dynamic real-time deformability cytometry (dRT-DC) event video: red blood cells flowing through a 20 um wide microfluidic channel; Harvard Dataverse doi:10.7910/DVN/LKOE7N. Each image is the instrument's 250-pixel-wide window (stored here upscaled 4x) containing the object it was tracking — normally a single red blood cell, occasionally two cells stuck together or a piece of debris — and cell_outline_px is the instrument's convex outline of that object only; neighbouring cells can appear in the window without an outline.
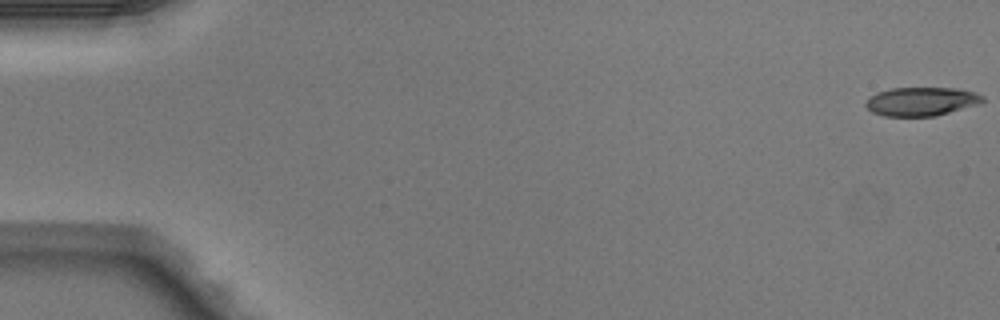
{"species": "Egyptian fruit bat (a non-hibernating species)", "species_latin": "Rousettus aegyptiacus", "temperature_condition": "warm", "stored_images_in_passage": 50, "camera_frame_rate_fps": 3000, "um_per_image_px": 0.085, "animal": {"sex": "male"}, "frame": {"image": 1, "passage_image": 1, "time_ms": 0.0, "image_size_px": [1000, 320], "cell_outline_px": [[984, 100], [976, 104], [936, 116], [884, 116], [872, 112], [864, 104], [868, 96], [876, 92], [892, 88], [956, 88], [976, 92], [984, 96]], "centroid_in_image_um": [78.27, 8.61], "position_along_channel_um": 6.7, "area_um2": 19.54}}
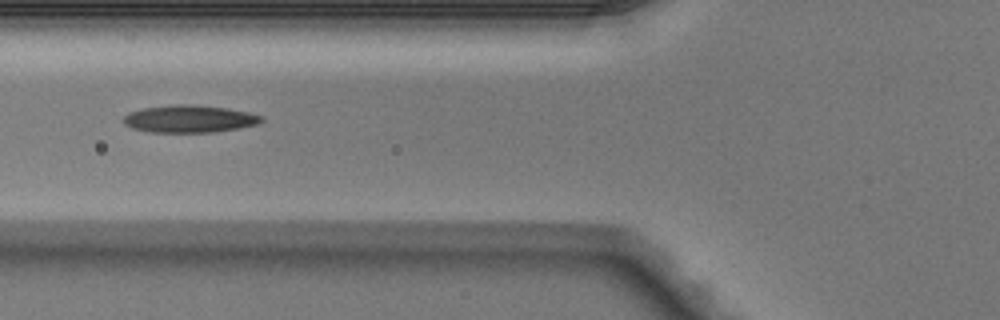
{"frame": {"image": 2, "passage_image": 20, "time_ms": 6.333, "image_size_px": [1000, 320], "cell_outline_px": [[264, 120], [260, 124], [240, 128], [216, 132], [148, 132], [132, 128], [124, 124], [120, 120], [128, 112], [144, 108], [176, 104], [192, 104], [228, 108], [248, 112], [264, 116]], "centroid_in_image_um": [16.12, 10.1], "position_along_channel_um": 109.7, "area_um2": 22.37}}
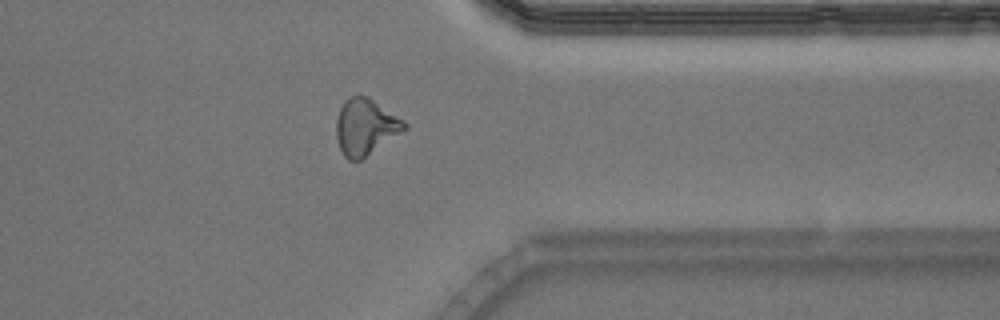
{"frame": {"image": 3, "passage_image": 40, "time_ms": 13.0, "image_size_px": [1000, 320], "cell_outline_px": [[408, 128], [360, 160], [348, 160], [344, 156], [340, 148], [336, 136], [336, 120], [340, 108], [344, 100], [348, 96], [368, 96], [404, 120], [408, 124]], "centroid_in_image_um": [31.06, 10.77], "position_along_channel_um": 380.3, "area_um2": 22.25}, "authors_computed_cell_mechanics": {"area_um2": 21.3282, "velocity_mm_per_s": 4.1423, "shape_relaxation_time_tau1_ms": 4.786, "shape_relaxation_time_tau2_ms": 3.5692, "deformation_change_tau1": 0.1817, "deformation_change_tau2": 0.1368}}